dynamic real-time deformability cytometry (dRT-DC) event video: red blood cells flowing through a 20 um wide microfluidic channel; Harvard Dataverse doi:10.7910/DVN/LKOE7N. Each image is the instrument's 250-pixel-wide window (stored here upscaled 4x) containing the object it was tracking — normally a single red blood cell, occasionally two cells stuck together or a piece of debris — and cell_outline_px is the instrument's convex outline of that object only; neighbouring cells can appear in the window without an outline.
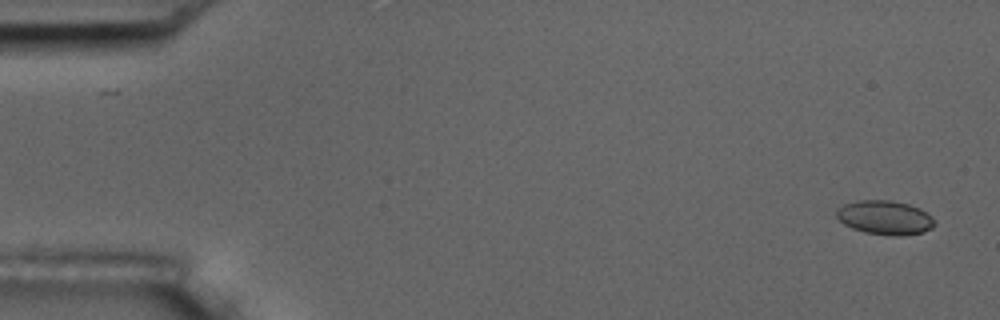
{"species": "common noctule bat (a hibernating species)", "species_latin": "Nyctalus noctula", "temperature_condition": "room temperature", "stored_images_in_passage": 6, "camera_frame_rate_fps": 3000, "um_per_image_px": 0.085, "animal": {"sex": "male", "body_mass_g": 17.5, "forearm_length_mm": 52.3}, "frame": {"image": 1, "passage_image": 1, "time_ms": 0.0, "image_size_px": [1000, 320], "cell_outline_px": [[936, 224], [932, 228], [924, 232], [904, 236], [892, 236], [864, 232], [852, 228], [844, 224], [836, 216], [836, 212], [844, 204], [856, 200], [892, 200], [908, 204], [920, 208], [932, 216], [936, 220]], "centroid_in_image_um": [75.26, 18.5], "position_along_channel_um": 9.7, "area_um2": 19.71}}
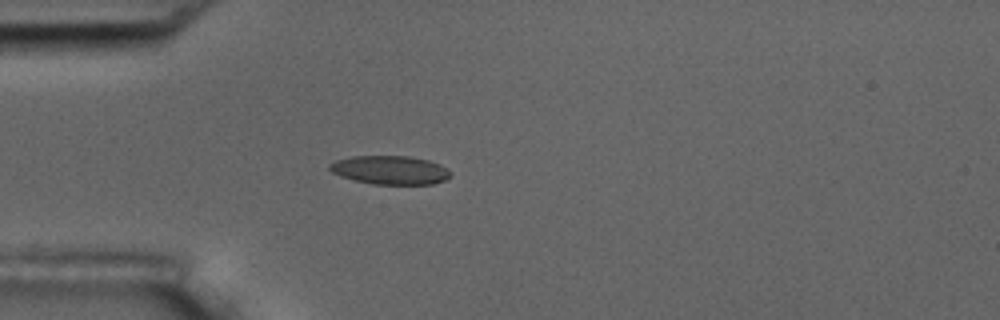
{"frame": {"image": 2, "passage_image": 5, "time_ms": 1.333, "image_size_px": [1000, 320], "cell_outline_px": [[452, 176], [444, 180], [432, 184], [372, 184], [356, 180], [332, 172], [328, 168], [328, 164], [336, 160], [352, 156], [408, 156], [428, 160], [440, 164], [448, 168], [452, 172]], "centroid_in_image_um": [33.2, 14.45], "position_along_channel_um": 51.8, "area_um2": 20.17}}